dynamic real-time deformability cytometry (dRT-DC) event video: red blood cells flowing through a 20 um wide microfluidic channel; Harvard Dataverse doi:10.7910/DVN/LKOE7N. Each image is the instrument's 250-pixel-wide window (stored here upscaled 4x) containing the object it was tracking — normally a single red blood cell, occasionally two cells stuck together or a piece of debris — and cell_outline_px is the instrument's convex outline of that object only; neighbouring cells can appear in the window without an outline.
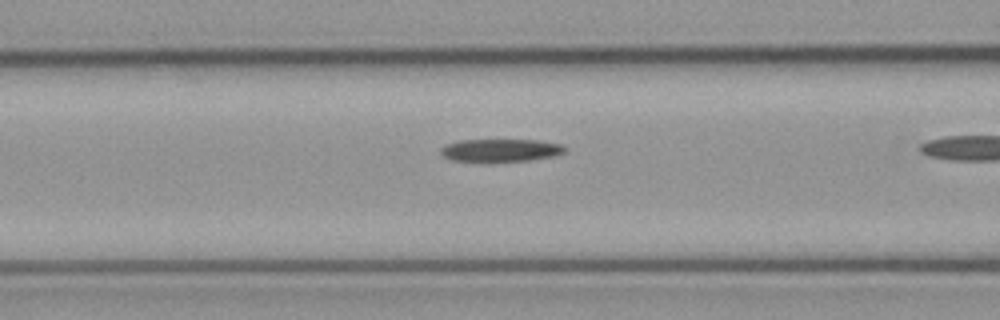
{"species": "common noctule bat (a hibernating species)", "species_latin": "Nyctalus noctula", "temperature_condition": "cold", "stored_images_in_passage": 31, "camera_frame_rate_fps": 3000, "um_per_image_px": 0.085, "animal": {"sex": "male", "body_mass_g": 23.1, "forearm_length_mm": 52.7}, "frame": {"image": 1, "passage_image": 19, "time_ms": 6.0, "image_size_px": [1000, 320], "cell_outline_px": [[564, 152], [556, 156], [528, 160], [492, 164], [484, 164], [452, 160], [444, 156], [440, 152], [440, 148], [444, 144], [460, 140], [536, 140], [560, 144], [564, 148]], "centroid_in_image_um": [42.46, 12.82], "position_along_channel_um": 124.1, "area_um2": 17.17}}
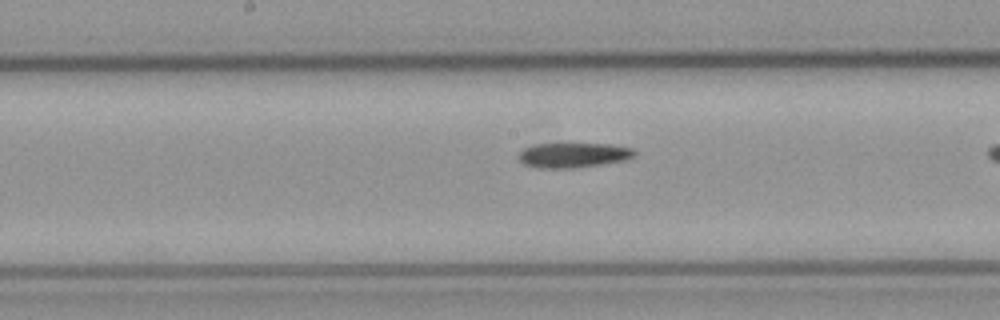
{"frame": {"image": 2, "passage_image": 25, "time_ms": 8.0, "image_size_px": [1000, 320], "cell_outline_px": [[636, 156], [624, 160], [600, 164], [572, 168], [536, 168], [524, 164], [516, 156], [524, 148], [536, 144], [612, 144], [632, 148], [636, 152]], "centroid_in_image_um": [48.72, 13.18], "position_along_channel_um": 199.5, "area_um2": 16.76}}
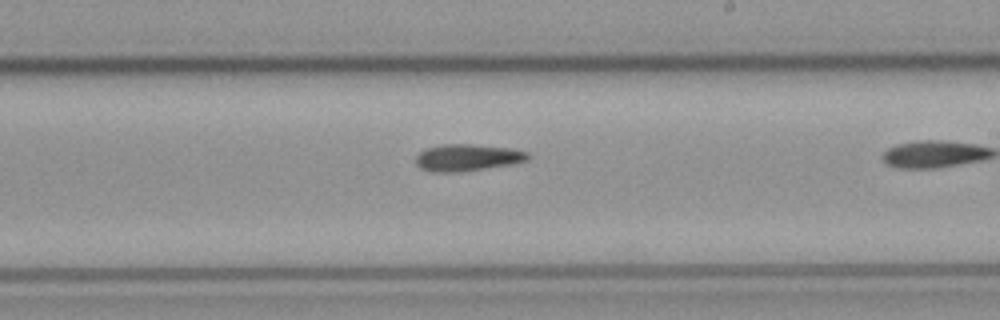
{"frame": {"image": 3, "passage_image": 29, "time_ms": 9.333, "image_size_px": [1000, 320], "cell_outline_px": [[528, 160], [512, 164], [460, 172], [432, 172], [420, 168], [416, 164], [416, 156], [424, 148], [444, 144], [472, 144], [508, 148], [528, 152]], "centroid_in_image_um": [39.69, 13.39], "position_along_channel_um": 249.3, "area_um2": 17.51}}